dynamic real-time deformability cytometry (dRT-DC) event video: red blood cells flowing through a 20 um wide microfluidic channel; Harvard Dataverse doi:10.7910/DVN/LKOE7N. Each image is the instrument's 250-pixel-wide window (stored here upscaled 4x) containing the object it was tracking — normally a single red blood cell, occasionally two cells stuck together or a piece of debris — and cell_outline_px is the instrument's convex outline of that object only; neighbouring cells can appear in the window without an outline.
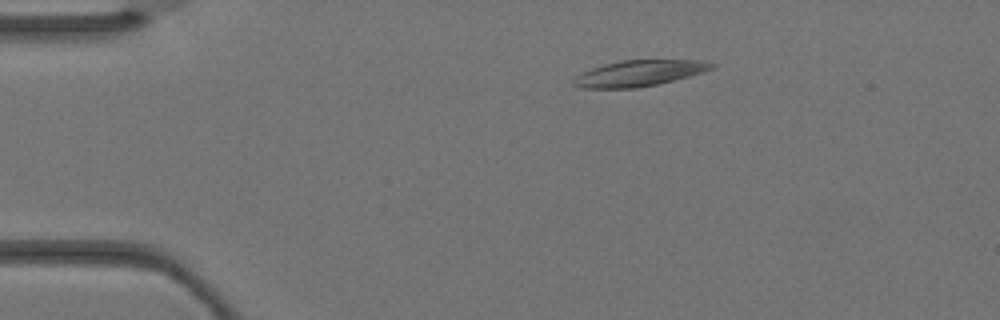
{"species": "Egyptian fruit bat (a non-hibernating species)", "species_latin": "Rousettus aegyptiacus", "temperature_condition": "warm", "stored_images_in_passage": 3, "camera_frame_rate_fps": 3000, "um_per_image_px": 0.085, "animal": {"sex": "female"}, "frame": {"image": 1, "passage_image": 2, "time_ms": 0.333, "image_size_px": [1000, 320], "cell_outline_px": [[716, 64], [712, 68], [688, 76], [660, 84], [636, 88], [580, 88], [572, 84], [572, 80], [576, 76], [592, 68], [604, 64], [620, 60], [700, 60]], "centroid_in_image_um": [54.28, 6.23], "position_along_channel_um": 30.7, "area_um2": 20.75}}